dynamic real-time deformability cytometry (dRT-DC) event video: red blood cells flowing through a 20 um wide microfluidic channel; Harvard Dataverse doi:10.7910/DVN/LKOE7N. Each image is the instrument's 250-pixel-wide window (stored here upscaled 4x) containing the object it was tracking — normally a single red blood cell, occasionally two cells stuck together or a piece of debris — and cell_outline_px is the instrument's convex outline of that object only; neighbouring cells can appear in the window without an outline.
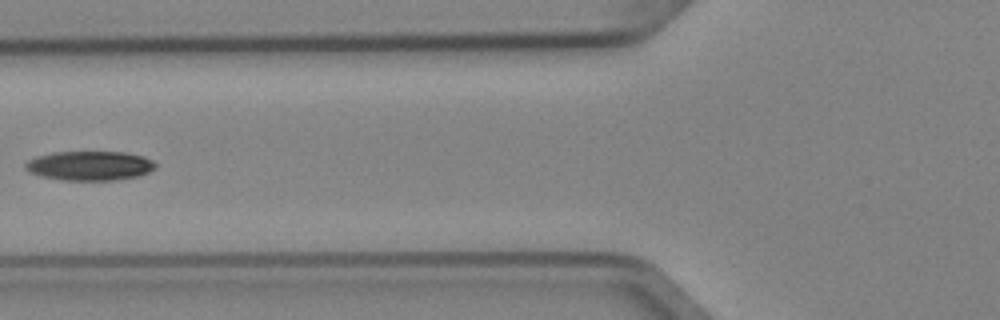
{"species": "Egyptian fruit bat (a non-hibernating species)", "species_latin": "Rousettus aegyptiacus", "temperature_condition": "cold", "stored_images_in_passage": 7, "camera_frame_rate_fps": 3000, "um_per_image_px": 0.085, "animal": {"sex": "female"}, "frame": {"image": 1, "passage_image": 6, "time_ms": 1.667, "image_size_px": [1000, 320], "cell_outline_px": [[156, 168], [140, 176], [116, 180], [60, 180], [40, 176], [28, 172], [24, 168], [24, 164], [28, 160], [36, 156], [52, 152], [124, 152], [144, 156], [152, 160], [156, 164]], "centroid_in_image_um": [7.61, 14.09], "position_along_channel_um": 118.2, "area_um2": 22.54}}
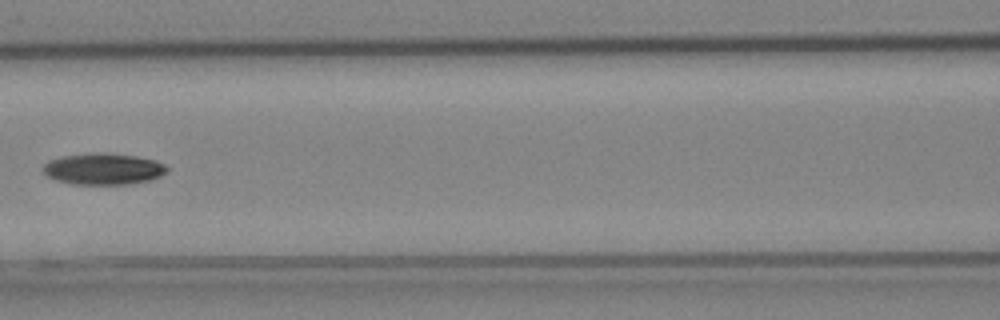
{"frame": {"image": 2, "passage_image": 7, "time_ms": 2.0, "image_size_px": [1000, 320], "cell_outline_px": [[168, 172], [160, 176], [148, 180], [128, 184], [72, 184], [56, 180], [48, 176], [44, 172], [44, 164], [48, 160], [64, 156], [92, 152], [108, 152], [136, 156], [156, 160], [164, 164], [168, 168]], "centroid_in_image_um": [8.8, 14.34], "position_along_channel_um": 157.8, "area_um2": 22.77}}